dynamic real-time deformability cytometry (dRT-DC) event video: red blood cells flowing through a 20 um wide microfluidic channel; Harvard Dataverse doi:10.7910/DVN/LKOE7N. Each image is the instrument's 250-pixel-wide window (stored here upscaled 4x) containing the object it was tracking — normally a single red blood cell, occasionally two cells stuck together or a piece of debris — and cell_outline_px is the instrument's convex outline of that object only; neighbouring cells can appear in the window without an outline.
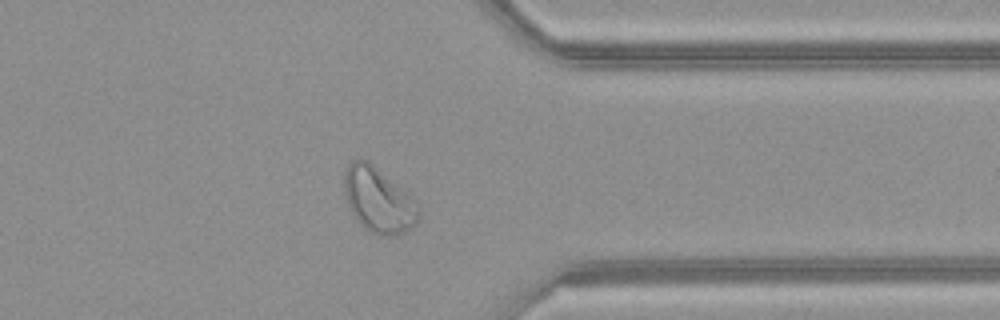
{"species": "common noctule bat (a hibernating species)", "species_latin": "Nyctalus noctula", "temperature_condition": "warm", "stored_images_in_passage": 40, "camera_frame_rate_fps": 3000, "um_per_image_px": 0.085, "animal": {"sex": "female", "body_mass_g": 21.9}, "frame": {"image": 1, "passage_image": 29, "time_ms": 9.333, "image_size_px": [1000, 320], "cell_outline_px": [[420, 216], [416, 224], [412, 228], [404, 232], [392, 236], [384, 236], [372, 232], [364, 228], [356, 220], [348, 204], [344, 192], [344, 172], [348, 164], [352, 160], [360, 156], [368, 160], [408, 192], [416, 200], [420, 208]], "centroid_in_image_um": [32.18, 16.98], "position_along_channel_um": 379.2, "area_um2": 28.73}, "authors_computed_cell_mechanics": {"area_um2": 26.588, "velocity_mm_per_s": 4.1009, "shape_relaxation_time_tau1_ms": null, "shape_relaxation_time_tau2_ms": 0.8755, "deformation_change_tau1": null, "deformation_change_tau2": 0.0658}}